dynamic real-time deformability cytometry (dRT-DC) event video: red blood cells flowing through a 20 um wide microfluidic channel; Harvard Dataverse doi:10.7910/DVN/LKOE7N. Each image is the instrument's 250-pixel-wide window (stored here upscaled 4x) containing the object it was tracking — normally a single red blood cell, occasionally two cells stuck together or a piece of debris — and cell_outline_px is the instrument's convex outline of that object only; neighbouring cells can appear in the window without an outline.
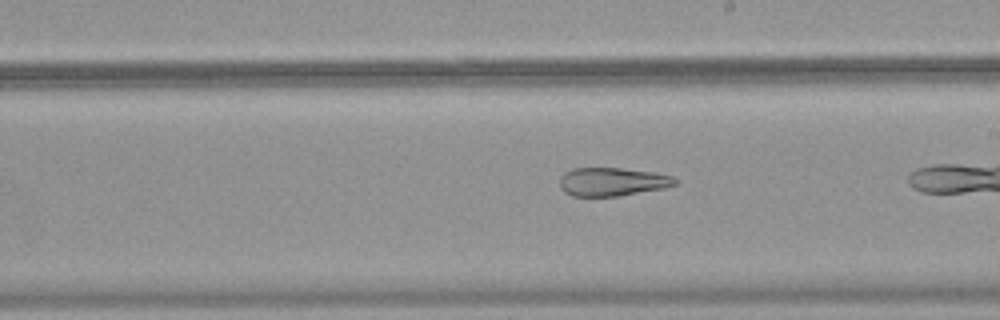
{"species": "common noctule bat (a hibernating species)", "species_latin": "Nyctalus noctula", "temperature_condition": "warm", "stored_images_in_passage": 37, "camera_frame_rate_fps": 3000, "um_per_image_px": 0.085, "animal": {"sex": "female", "body_mass_g": 18.4}, "frame": {"image": 1, "passage_image": 27, "time_ms": 8.667, "image_size_px": [1000, 320], "cell_outline_px": [[676, 184], [664, 188], [620, 196], [572, 196], [564, 192], [560, 188], [560, 176], [564, 172], [572, 168], [620, 168], [652, 172], [672, 176], [676, 180]], "centroid_in_image_um": [52.0, 15.45], "position_along_channel_um": 237.0, "area_um2": 19.13}}